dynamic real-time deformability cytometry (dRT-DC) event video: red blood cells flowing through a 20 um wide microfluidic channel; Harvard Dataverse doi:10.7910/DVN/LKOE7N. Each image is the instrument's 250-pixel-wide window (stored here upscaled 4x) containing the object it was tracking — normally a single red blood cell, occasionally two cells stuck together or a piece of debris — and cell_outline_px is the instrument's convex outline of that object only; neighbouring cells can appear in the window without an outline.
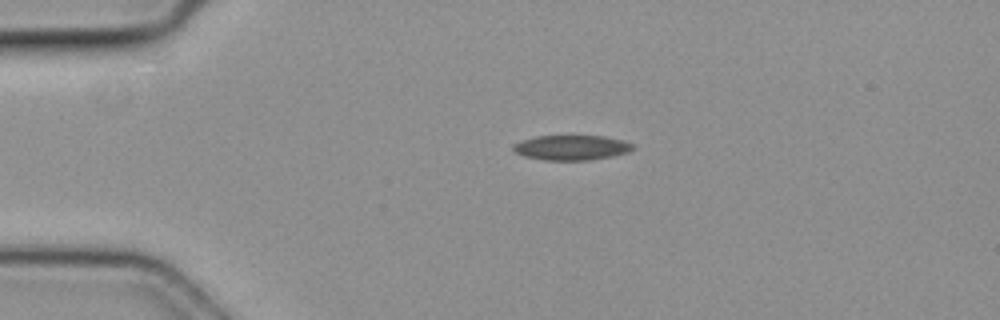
{"species": "common noctule bat (a hibernating species)", "species_latin": "Nyctalus noctula", "temperature_condition": "cold", "stored_images_in_passage": 42, "camera_frame_rate_fps": 3000, "um_per_image_px": 0.085, "animal": {"sex": "female", "body_mass_g": 19.3, "forearm_length_mm": 54.1}, "frame": {"image": 1, "passage_image": 1, "time_ms": 0.0, "image_size_px": [1000, 320], "cell_outline_px": [[636, 148], [628, 152], [612, 156], [588, 160], [544, 160], [524, 156], [512, 152], [512, 144], [520, 140], [536, 136], [572, 132], [604, 136], [624, 140], [632, 144]], "centroid_in_image_um": [48.54, 12.48], "position_along_channel_um": 36.5, "area_um2": 18.55}}
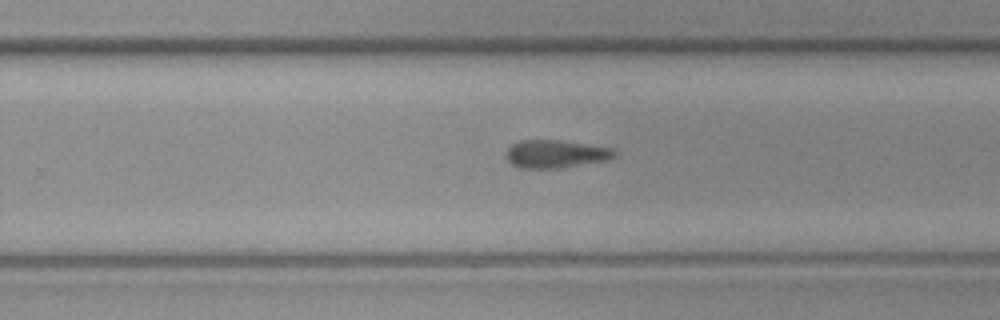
{"frame": {"image": 2, "passage_image": 23, "time_ms": 7.333, "image_size_px": [1000, 320], "cell_outline_px": [[620, 152], [616, 156], [608, 160], [560, 168], [520, 168], [512, 164], [504, 156], [504, 152], [512, 144], [520, 140], [560, 140], [616, 148]], "centroid_in_image_um": [47.27, 13.08], "position_along_channel_um": 282.5, "area_um2": 18.03}}
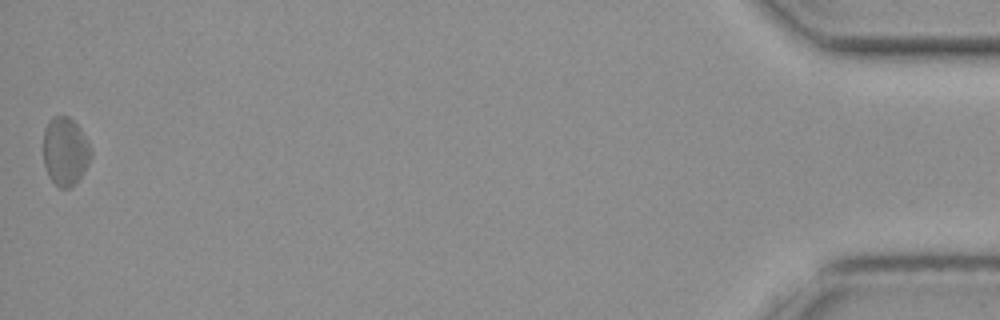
{"frame": {"image": 3, "passage_image": 42, "time_ms": 13.667, "image_size_px": [1000, 320], "cell_outline_px": [[92, 156], [88, 164], [80, 176], [68, 188], [60, 188], [48, 176], [44, 164], [44, 128], [48, 120], [52, 116], [68, 116], [80, 128], [92, 152]], "centroid_in_image_um": [5.52, 12.83], "position_along_channel_um": 429.7, "area_um2": 18.67}}